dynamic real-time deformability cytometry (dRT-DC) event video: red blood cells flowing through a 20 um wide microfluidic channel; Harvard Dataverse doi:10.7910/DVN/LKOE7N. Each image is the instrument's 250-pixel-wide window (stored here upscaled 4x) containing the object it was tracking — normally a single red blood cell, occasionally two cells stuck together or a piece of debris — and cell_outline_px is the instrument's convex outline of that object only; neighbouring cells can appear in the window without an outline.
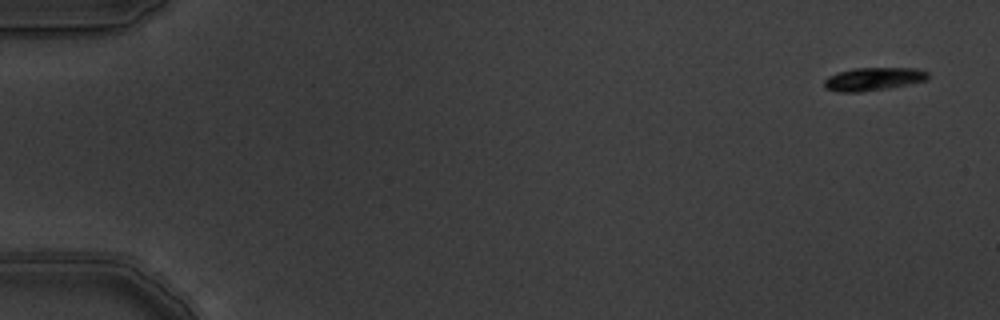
{"species": "common noctule bat (a hibernating species)", "species_latin": "Nyctalus noctula", "temperature_condition": "warm", "stored_images_in_passage": 3, "camera_frame_rate_fps": 3000, "um_per_image_px": 0.085, "animal": {"sex": "male", "body_mass_g": 19.5, "forearm_length_mm": 54.6}, "frame": {"image": 1, "passage_image": 1, "time_ms": 0.0, "image_size_px": [1000, 320], "cell_outline_px": [[928, 80], [888, 88], [860, 92], [840, 92], [824, 88], [824, 80], [828, 76], [840, 72], [856, 68], [916, 68], [928, 72]], "centroid_in_image_um": [74.24, 6.72], "position_along_channel_um": 10.8, "area_um2": 13.87}}
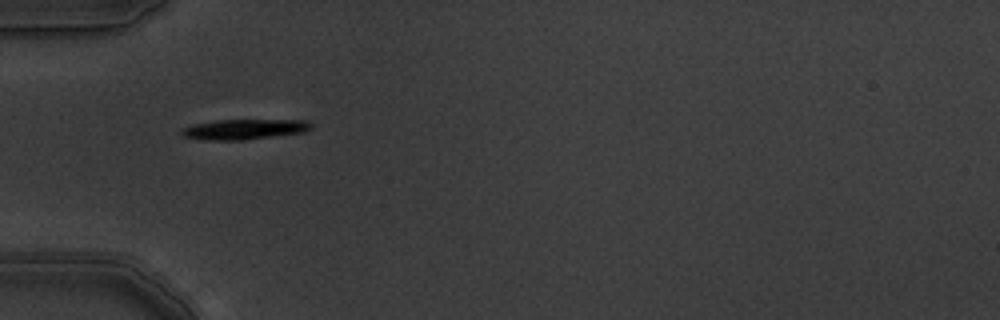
{"frame": {"image": 2, "passage_image": 3, "time_ms": 0.667, "image_size_px": [1000, 320], "cell_outline_px": [[312, 128], [304, 132], [240, 140], [208, 140], [184, 136], [180, 132], [180, 128], [192, 124], [212, 120], [308, 120], [312, 124]], "centroid_in_image_um": [20.73, 10.97], "position_along_channel_um": 64.3, "area_um2": 15.26}}